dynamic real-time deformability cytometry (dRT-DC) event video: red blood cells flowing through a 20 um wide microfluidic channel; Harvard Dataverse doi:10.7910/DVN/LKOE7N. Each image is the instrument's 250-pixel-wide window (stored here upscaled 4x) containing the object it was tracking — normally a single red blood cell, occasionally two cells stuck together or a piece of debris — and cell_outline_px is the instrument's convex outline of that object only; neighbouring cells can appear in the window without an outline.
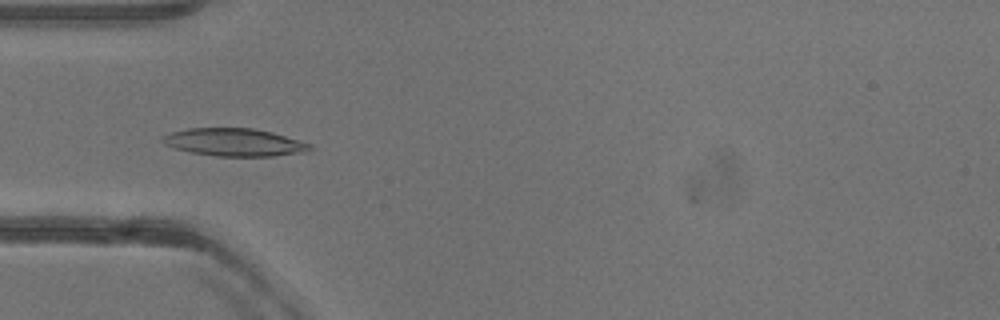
{"species": "common noctule bat (a hibernating species)", "species_latin": "Nyctalus noctula", "temperature_condition": "warm", "stored_images_in_passage": 46, "camera_frame_rate_fps": 3000, "um_per_image_px": 0.085, "animal": {"sex": "female"}, "frame": {"image": 1, "passage_image": 16, "time_ms": 5.0, "image_size_px": [1000, 320], "cell_outline_px": [[312, 148], [304, 152], [276, 156], [216, 156], [192, 152], [176, 148], [164, 144], [160, 140], [160, 136], [172, 132], [188, 128], [252, 128], [272, 132], [312, 144]], "centroid_in_image_um": [19.9, 12.09], "position_along_channel_um": 65.1, "area_um2": 23.76}}
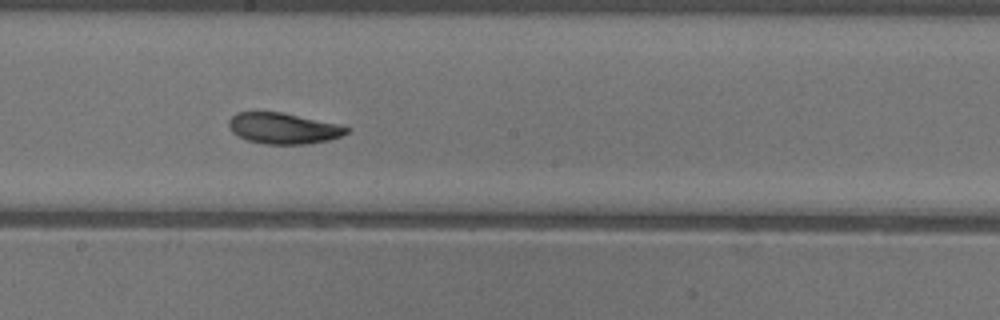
{"frame": {"image": 2, "passage_image": 28, "time_ms": 9.0, "image_size_px": [1000, 320], "cell_outline_px": [[348, 132], [340, 136], [328, 140], [308, 144], [264, 144], [248, 140], [236, 136], [228, 128], [228, 120], [236, 112], [280, 112], [340, 124], [348, 128]], "centroid_in_image_um": [24.04, 10.91], "position_along_channel_um": 224.2, "area_um2": 21.27}}
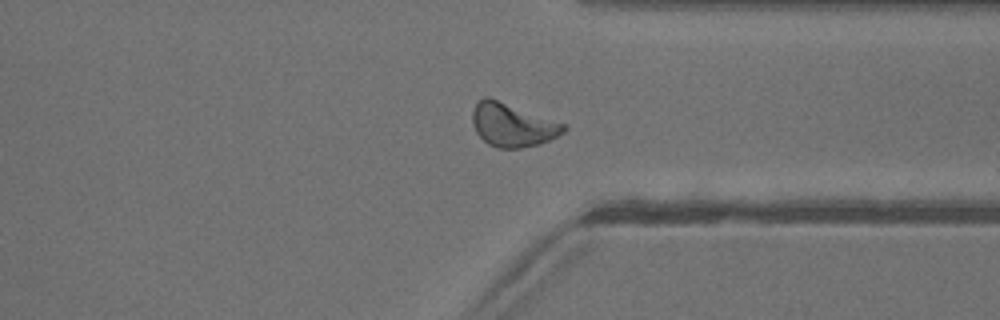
{"frame": {"image": 3, "passage_image": 39, "time_ms": 12.667, "image_size_px": [1000, 320], "cell_outline_px": [[568, 128], [564, 132], [540, 144], [520, 148], [500, 148], [488, 144], [476, 132], [472, 124], [472, 112], [476, 104], [484, 96], [488, 96], [564, 124]], "centroid_in_image_um": [43.53, 10.62], "position_along_channel_um": 367.9, "area_um2": 22.77}}